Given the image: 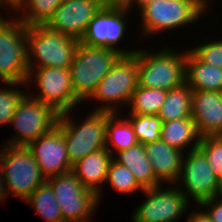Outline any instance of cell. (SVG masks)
Wrapping results in <instances>:
<instances>
[{
    "label": "cell",
    "mask_w": 222,
    "mask_h": 222,
    "mask_svg": "<svg viewBox=\"0 0 222 222\" xmlns=\"http://www.w3.org/2000/svg\"><path fill=\"white\" fill-rule=\"evenodd\" d=\"M210 0H155L144 5L141 15L142 37L190 26L208 10ZM153 34V35H152Z\"/></svg>",
    "instance_id": "cell-1"
},
{
    "label": "cell",
    "mask_w": 222,
    "mask_h": 222,
    "mask_svg": "<svg viewBox=\"0 0 222 222\" xmlns=\"http://www.w3.org/2000/svg\"><path fill=\"white\" fill-rule=\"evenodd\" d=\"M152 51L144 48L134 53L138 59L140 86L168 91L186 83V50L177 52L165 47Z\"/></svg>",
    "instance_id": "cell-2"
},
{
    "label": "cell",
    "mask_w": 222,
    "mask_h": 222,
    "mask_svg": "<svg viewBox=\"0 0 222 222\" xmlns=\"http://www.w3.org/2000/svg\"><path fill=\"white\" fill-rule=\"evenodd\" d=\"M70 112L73 111L59 114L57 125L64 133L69 162L73 166L88 154L106 148L107 120L113 113L93 110L79 124Z\"/></svg>",
    "instance_id": "cell-3"
},
{
    "label": "cell",
    "mask_w": 222,
    "mask_h": 222,
    "mask_svg": "<svg viewBox=\"0 0 222 222\" xmlns=\"http://www.w3.org/2000/svg\"><path fill=\"white\" fill-rule=\"evenodd\" d=\"M26 40L28 68L69 69L80 43V40L53 31L45 25L27 26Z\"/></svg>",
    "instance_id": "cell-4"
},
{
    "label": "cell",
    "mask_w": 222,
    "mask_h": 222,
    "mask_svg": "<svg viewBox=\"0 0 222 222\" xmlns=\"http://www.w3.org/2000/svg\"><path fill=\"white\" fill-rule=\"evenodd\" d=\"M138 76L139 66L136 56L121 55L87 100L101 102L103 106L95 107L96 111L118 113L121 110L119 107L125 104L128 106L132 93L139 84Z\"/></svg>",
    "instance_id": "cell-5"
},
{
    "label": "cell",
    "mask_w": 222,
    "mask_h": 222,
    "mask_svg": "<svg viewBox=\"0 0 222 222\" xmlns=\"http://www.w3.org/2000/svg\"><path fill=\"white\" fill-rule=\"evenodd\" d=\"M1 144L0 166L7 194L24 202L46 179L27 146H10L4 142Z\"/></svg>",
    "instance_id": "cell-6"
},
{
    "label": "cell",
    "mask_w": 222,
    "mask_h": 222,
    "mask_svg": "<svg viewBox=\"0 0 222 222\" xmlns=\"http://www.w3.org/2000/svg\"><path fill=\"white\" fill-rule=\"evenodd\" d=\"M120 56L112 49L79 43L69 69L75 96L82 103L92 95Z\"/></svg>",
    "instance_id": "cell-7"
},
{
    "label": "cell",
    "mask_w": 222,
    "mask_h": 222,
    "mask_svg": "<svg viewBox=\"0 0 222 222\" xmlns=\"http://www.w3.org/2000/svg\"><path fill=\"white\" fill-rule=\"evenodd\" d=\"M26 32L27 26L14 14L9 20L0 13V79L3 82H27Z\"/></svg>",
    "instance_id": "cell-8"
},
{
    "label": "cell",
    "mask_w": 222,
    "mask_h": 222,
    "mask_svg": "<svg viewBox=\"0 0 222 222\" xmlns=\"http://www.w3.org/2000/svg\"><path fill=\"white\" fill-rule=\"evenodd\" d=\"M30 94L27 93L18 104L9 124L14 126L17 134L7 140L6 145L28 146L57 125L59 113L50 105L34 99Z\"/></svg>",
    "instance_id": "cell-9"
},
{
    "label": "cell",
    "mask_w": 222,
    "mask_h": 222,
    "mask_svg": "<svg viewBox=\"0 0 222 222\" xmlns=\"http://www.w3.org/2000/svg\"><path fill=\"white\" fill-rule=\"evenodd\" d=\"M46 181L53 188L64 222L91 221V215H94L92 213L96 212L99 204L95 192L85 188L72 172L51 177Z\"/></svg>",
    "instance_id": "cell-10"
},
{
    "label": "cell",
    "mask_w": 222,
    "mask_h": 222,
    "mask_svg": "<svg viewBox=\"0 0 222 222\" xmlns=\"http://www.w3.org/2000/svg\"><path fill=\"white\" fill-rule=\"evenodd\" d=\"M31 81L36 82V86L39 89L37 92L39 94H31V97L50 105L59 114L72 111L80 105L79 103H82L75 96L70 69L54 67L29 68V76L26 82L28 88L31 86Z\"/></svg>",
    "instance_id": "cell-11"
},
{
    "label": "cell",
    "mask_w": 222,
    "mask_h": 222,
    "mask_svg": "<svg viewBox=\"0 0 222 222\" xmlns=\"http://www.w3.org/2000/svg\"><path fill=\"white\" fill-rule=\"evenodd\" d=\"M171 186V187H170ZM169 188L161 185L144 189L147 198L132 213V222H176L187 213L190 202L178 185Z\"/></svg>",
    "instance_id": "cell-12"
},
{
    "label": "cell",
    "mask_w": 222,
    "mask_h": 222,
    "mask_svg": "<svg viewBox=\"0 0 222 222\" xmlns=\"http://www.w3.org/2000/svg\"><path fill=\"white\" fill-rule=\"evenodd\" d=\"M130 10V8L103 6L89 22L80 42L93 47L112 49L121 55L134 54L137 50H124L117 45L125 36L128 20L126 16H129L128 12H132Z\"/></svg>",
    "instance_id": "cell-13"
},
{
    "label": "cell",
    "mask_w": 222,
    "mask_h": 222,
    "mask_svg": "<svg viewBox=\"0 0 222 222\" xmlns=\"http://www.w3.org/2000/svg\"><path fill=\"white\" fill-rule=\"evenodd\" d=\"M186 153L187 155L183 156L181 172L175 185L179 183V186L184 187L179 190L189 202L193 200L200 205L203 201L215 197L218 177L198 148Z\"/></svg>",
    "instance_id": "cell-14"
},
{
    "label": "cell",
    "mask_w": 222,
    "mask_h": 222,
    "mask_svg": "<svg viewBox=\"0 0 222 222\" xmlns=\"http://www.w3.org/2000/svg\"><path fill=\"white\" fill-rule=\"evenodd\" d=\"M34 155L42 176L51 177L71 172L64 133L56 125L27 146Z\"/></svg>",
    "instance_id": "cell-15"
},
{
    "label": "cell",
    "mask_w": 222,
    "mask_h": 222,
    "mask_svg": "<svg viewBox=\"0 0 222 222\" xmlns=\"http://www.w3.org/2000/svg\"><path fill=\"white\" fill-rule=\"evenodd\" d=\"M102 7L101 0H64L45 26L81 40L89 22Z\"/></svg>",
    "instance_id": "cell-16"
},
{
    "label": "cell",
    "mask_w": 222,
    "mask_h": 222,
    "mask_svg": "<svg viewBox=\"0 0 222 222\" xmlns=\"http://www.w3.org/2000/svg\"><path fill=\"white\" fill-rule=\"evenodd\" d=\"M191 117L201 138L222 135L220 92L193 90Z\"/></svg>",
    "instance_id": "cell-17"
},
{
    "label": "cell",
    "mask_w": 222,
    "mask_h": 222,
    "mask_svg": "<svg viewBox=\"0 0 222 222\" xmlns=\"http://www.w3.org/2000/svg\"><path fill=\"white\" fill-rule=\"evenodd\" d=\"M144 149L155 177L165 185H175L181 172L184 153L161 139L144 144Z\"/></svg>",
    "instance_id": "cell-18"
},
{
    "label": "cell",
    "mask_w": 222,
    "mask_h": 222,
    "mask_svg": "<svg viewBox=\"0 0 222 222\" xmlns=\"http://www.w3.org/2000/svg\"><path fill=\"white\" fill-rule=\"evenodd\" d=\"M113 155L107 148L92 152L72 166L71 172L80 180L82 185L95 192L101 200V186L105 183L108 168ZM100 187V188H99Z\"/></svg>",
    "instance_id": "cell-19"
},
{
    "label": "cell",
    "mask_w": 222,
    "mask_h": 222,
    "mask_svg": "<svg viewBox=\"0 0 222 222\" xmlns=\"http://www.w3.org/2000/svg\"><path fill=\"white\" fill-rule=\"evenodd\" d=\"M113 159L128 168L143 189L154 188L162 183L155 177L144 145L137 143L126 150L114 153Z\"/></svg>",
    "instance_id": "cell-20"
},
{
    "label": "cell",
    "mask_w": 222,
    "mask_h": 222,
    "mask_svg": "<svg viewBox=\"0 0 222 222\" xmlns=\"http://www.w3.org/2000/svg\"><path fill=\"white\" fill-rule=\"evenodd\" d=\"M186 83L192 90L222 91V68L200 61L186 51Z\"/></svg>",
    "instance_id": "cell-21"
},
{
    "label": "cell",
    "mask_w": 222,
    "mask_h": 222,
    "mask_svg": "<svg viewBox=\"0 0 222 222\" xmlns=\"http://www.w3.org/2000/svg\"><path fill=\"white\" fill-rule=\"evenodd\" d=\"M160 139L186 154V150L189 152L198 148L201 136L193 118H184L163 122Z\"/></svg>",
    "instance_id": "cell-22"
},
{
    "label": "cell",
    "mask_w": 222,
    "mask_h": 222,
    "mask_svg": "<svg viewBox=\"0 0 222 222\" xmlns=\"http://www.w3.org/2000/svg\"><path fill=\"white\" fill-rule=\"evenodd\" d=\"M63 1L15 0L8 9L15 14L20 13V16H15L26 26L45 25Z\"/></svg>",
    "instance_id": "cell-23"
},
{
    "label": "cell",
    "mask_w": 222,
    "mask_h": 222,
    "mask_svg": "<svg viewBox=\"0 0 222 222\" xmlns=\"http://www.w3.org/2000/svg\"><path fill=\"white\" fill-rule=\"evenodd\" d=\"M192 93L193 90L187 83L168 90L165 101L157 114L162 122L192 118Z\"/></svg>",
    "instance_id": "cell-24"
},
{
    "label": "cell",
    "mask_w": 222,
    "mask_h": 222,
    "mask_svg": "<svg viewBox=\"0 0 222 222\" xmlns=\"http://www.w3.org/2000/svg\"><path fill=\"white\" fill-rule=\"evenodd\" d=\"M120 117L118 113H113L107 120L106 148L113 156L115 152L126 150L139 143L127 117L123 119Z\"/></svg>",
    "instance_id": "cell-25"
},
{
    "label": "cell",
    "mask_w": 222,
    "mask_h": 222,
    "mask_svg": "<svg viewBox=\"0 0 222 222\" xmlns=\"http://www.w3.org/2000/svg\"><path fill=\"white\" fill-rule=\"evenodd\" d=\"M37 214L48 222H64L53 188L45 181L26 200Z\"/></svg>",
    "instance_id": "cell-26"
},
{
    "label": "cell",
    "mask_w": 222,
    "mask_h": 222,
    "mask_svg": "<svg viewBox=\"0 0 222 222\" xmlns=\"http://www.w3.org/2000/svg\"><path fill=\"white\" fill-rule=\"evenodd\" d=\"M166 95V90L145 88L138 84L128 103V112L134 115H157Z\"/></svg>",
    "instance_id": "cell-27"
},
{
    "label": "cell",
    "mask_w": 222,
    "mask_h": 222,
    "mask_svg": "<svg viewBox=\"0 0 222 222\" xmlns=\"http://www.w3.org/2000/svg\"><path fill=\"white\" fill-rule=\"evenodd\" d=\"M127 117L139 143L144 145L160 139L163 122L158 115L130 114Z\"/></svg>",
    "instance_id": "cell-28"
},
{
    "label": "cell",
    "mask_w": 222,
    "mask_h": 222,
    "mask_svg": "<svg viewBox=\"0 0 222 222\" xmlns=\"http://www.w3.org/2000/svg\"><path fill=\"white\" fill-rule=\"evenodd\" d=\"M109 183L113 190L120 194H134V192H143V188L135 180L132 172L122 164L111 160L105 184Z\"/></svg>",
    "instance_id": "cell-29"
},
{
    "label": "cell",
    "mask_w": 222,
    "mask_h": 222,
    "mask_svg": "<svg viewBox=\"0 0 222 222\" xmlns=\"http://www.w3.org/2000/svg\"><path fill=\"white\" fill-rule=\"evenodd\" d=\"M2 84L7 87L0 88V125H8L17 110L18 104L27 94V91L25 93L24 90H21V87L27 85L20 82H3ZM18 86L20 89H18Z\"/></svg>",
    "instance_id": "cell-30"
},
{
    "label": "cell",
    "mask_w": 222,
    "mask_h": 222,
    "mask_svg": "<svg viewBox=\"0 0 222 222\" xmlns=\"http://www.w3.org/2000/svg\"><path fill=\"white\" fill-rule=\"evenodd\" d=\"M198 149L205 155L215 175L222 176V138L206 136L200 139Z\"/></svg>",
    "instance_id": "cell-31"
},
{
    "label": "cell",
    "mask_w": 222,
    "mask_h": 222,
    "mask_svg": "<svg viewBox=\"0 0 222 222\" xmlns=\"http://www.w3.org/2000/svg\"><path fill=\"white\" fill-rule=\"evenodd\" d=\"M190 51L203 63L222 68V39L198 44V46L192 47Z\"/></svg>",
    "instance_id": "cell-32"
},
{
    "label": "cell",
    "mask_w": 222,
    "mask_h": 222,
    "mask_svg": "<svg viewBox=\"0 0 222 222\" xmlns=\"http://www.w3.org/2000/svg\"><path fill=\"white\" fill-rule=\"evenodd\" d=\"M201 206L205 208L204 211L211 218L212 222H222V199L214 197L203 201L200 204Z\"/></svg>",
    "instance_id": "cell-33"
},
{
    "label": "cell",
    "mask_w": 222,
    "mask_h": 222,
    "mask_svg": "<svg viewBox=\"0 0 222 222\" xmlns=\"http://www.w3.org/2000/svg\"><path fill=\"white\" fill-rule=\"evenodd\" d=\"M135 0H101L102 6L104 7H123L134 9Z\"/></svg>",
    "instance_id": "cell-34"
},
{
    "label": "cell",
    "mask_w": 222,
    "mask_h": 222,
    "mask_svg": "<svg viewBox=\"0 0 222 222\" xmlns=\"http://www.w3.org/2000/svg\"><path fill=\"white\" fill-rule=\"evenodd\" d=\"M186 220L187 222H212L207 213L202 210L199 211V209L192 211V214H187Z\"/></svg>",
    "instance_id": "cell-35"
},
{
    "label": "cell",
    "mask_w": 222,
    "mask_h": 222,
    "mask_svg": "<svg viewBox=\"0 0 222 222\" xmlns=\"http://www.w3.org/2000/svg\"><path fill=\"white\" fill-rule=\"evenodd\" d=\"M7 187H6V182L4 180V176L2 173V168L0 166V202L5 201V197H7Z\"/></svg>",
    "instance_id": "cell-36"
},
{
    "label": "cell",
    "mask_w": 222,
    "mask_h": 222,
    "mask_svg": "<svg viewBox=\"0 0 222 222\" xmlns=\"http://www.w3.org/2000/svg\"><path fill=\"white\" fill-rule=\"evenodd\" d=\"M152 1H155V0H135V2H134V4L135 5H133V6H136L135 8L137 9V12H138V10H140L144 5H146L147 3H149V2H152Z\"/></svg>",
    "instance_id": "cell-37"
},
{
    "label": "cell",
    "mask_w": 222,
    "mask_h": 222,
    "mask_svg": "<svg viewBox=\"0 0 222 222\" xmlns=\"http://www.w3.org/2000/svg\"><path fill=\"white\" fill-rule=\"evenodd\" d=\"M216 198L222 199V176L218 178V186L216 190Z\"/></svg>",
    "instance_id": "cell-38"
},
{
    "label": "cell",
    "mask_w": 222,
    "mask_h": 222,
    "mask_svg": "<svg viewBox=\"0 0 222 222\" xmlns=\"http://www.w3.org/2000/svg\"><path fill=\"white\" fill-rule=\"evenodd\" d=\"M15 0H0V4L5 8V9H8L12 3L14 2Z\"/></svg>",
    "instance_id": "cell-39"
},
{
    "label": "cell",
    "mask_w": 222,
    "mask_h": 222,
    "mask_svg": "<svg viewBox=\"0 0 222 222\" xmlns=\"http://www.w3.org/2000/svg\"><path fill=\"white\" fill-rule=\"evenodd\" d=\"M220 99H221V102H222V91L220 92Z\"/></svg>",
    "instance_id": "cell-40"
}]
</instances>
